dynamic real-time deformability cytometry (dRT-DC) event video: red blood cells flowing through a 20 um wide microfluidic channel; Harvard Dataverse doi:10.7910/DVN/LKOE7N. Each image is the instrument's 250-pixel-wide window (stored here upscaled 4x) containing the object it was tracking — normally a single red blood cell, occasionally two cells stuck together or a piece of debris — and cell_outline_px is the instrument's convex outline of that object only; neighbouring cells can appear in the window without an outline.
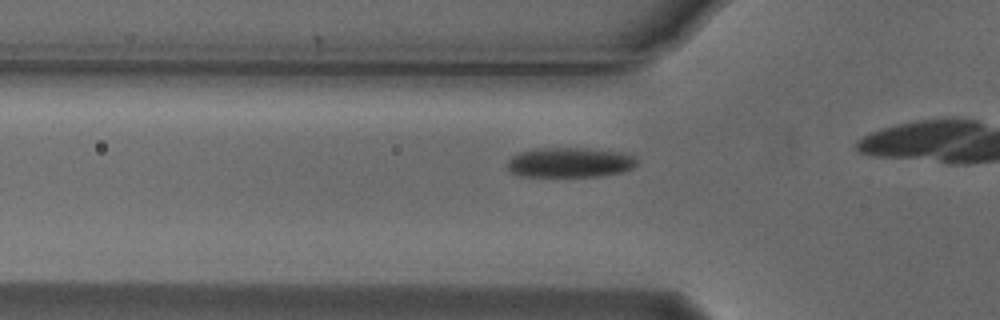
{"species": "Egyptian fruit bat (a non-hibernating species)", "species_latin": "Rousettus aegyptiacus", "temperature_condition": "cold", "stored_images_in_passage": 17, "camera_frame_rate_fps": 3000, "um_per_image_px": 0.085, "animal": {"sex": "male"}, "frame": {"image": 1, "passage_image": 12, "time_ms": 3.667, "image_size_px": [1000, 320], "cell_outline_px": [[636, 164], [632, 168], [624, 172], [600, 176], [520, 176], [512, 172], [508, 168], [508, 160], [512, 156], [520, 152], [532, 148], [584, 148], [616, 152], [636, 156]], "centroid_in_image_um": [48.42, 13.81], "position_along_channel_um": 77.4, "area_um2": 22.48}}
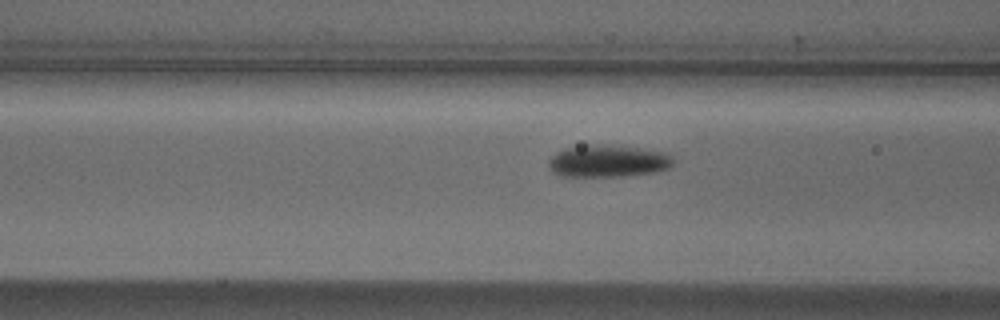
{"frame": {"image": 2, "passage_image": 15, "time_ms": 4.667, "image_size_px": [1000, 320], "cell_outline_px": [[676, 160], [668, 168], [652, 172], [624, 176], [560, 176], [552, 172], [548, 168], [548, 160], [556, 152], [568, 148], [588, 144], [600, 144], [636, 148], [668, 152]], "centroid_in_image_um": [51.66, 13.69], "position_along_channel_um": 114.9, "area_um2": 23.41}}